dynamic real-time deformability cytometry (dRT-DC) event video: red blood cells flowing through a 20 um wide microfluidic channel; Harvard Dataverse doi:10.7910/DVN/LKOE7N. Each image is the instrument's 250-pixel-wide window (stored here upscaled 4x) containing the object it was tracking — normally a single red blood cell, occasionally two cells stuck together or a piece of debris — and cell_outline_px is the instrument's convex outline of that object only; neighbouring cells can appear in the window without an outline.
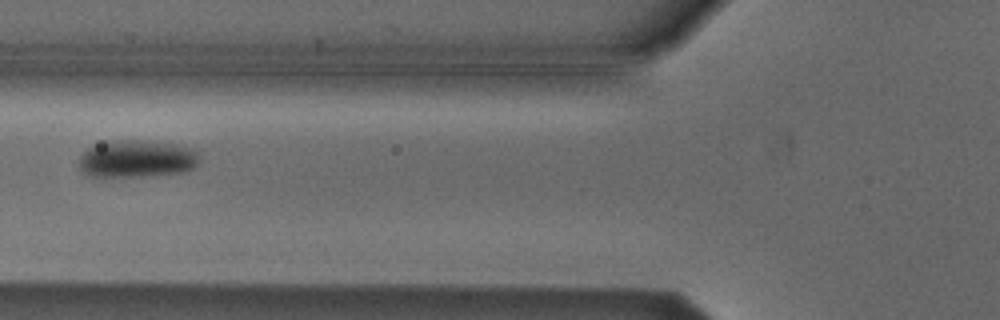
{"species": "Egyptian fruit bat (a non-hibernating species)", "species_latin": "Rousettus aegyptiacus", "temperature_condition": "cold", "stored_images_in_passage": 3, "camera_frame_rate_fps": 3000, "um_per_image_px": 0.085, "animal": {"sex": "male"}, "frame": {"image": 1, "passage_image": 3, "time_ms": 0.667, "image_size_px": [1000, 320], "cell_outline_px": [[200, 160], [192, 168], [184, 172], [140, 176], [88, 176], [76, 164], [80, 156], [88, 148], [104, 140], [144, 140], [176, 144], [192, 148], [200, 156]], "centroid_in_image_um": [11.6, 13.48], "position_along_channel_um": 114.2, "area_um2": 26.47}}